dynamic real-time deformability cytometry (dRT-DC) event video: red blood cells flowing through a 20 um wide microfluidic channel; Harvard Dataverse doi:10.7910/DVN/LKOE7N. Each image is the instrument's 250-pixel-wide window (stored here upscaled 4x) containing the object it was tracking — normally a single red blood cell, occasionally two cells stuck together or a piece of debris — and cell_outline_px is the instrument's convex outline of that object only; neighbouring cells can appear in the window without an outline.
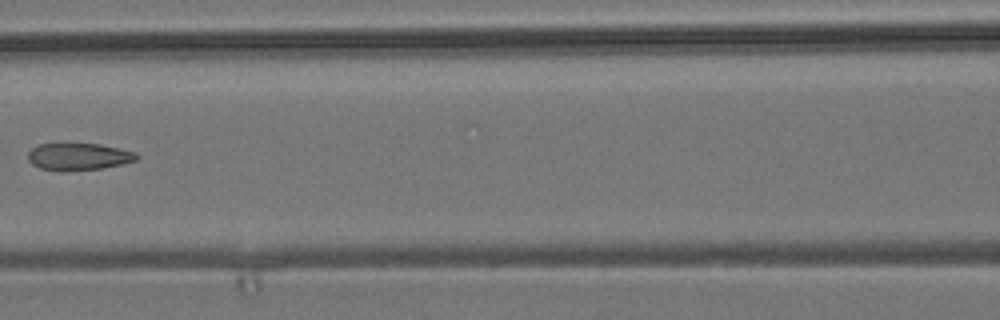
{"species": "common noctule bat (a hibernating species)", "species_latin": "Nyctalus noctula", "temperature_condition": "room temperature", "stored_images_in_passage": 7, "camera_frame_rate_fps": 3000, "um_per_image_px": 0.085, "animal": {"sex": "male", "body_mass_g": 19.2, "forearm_length_mm": 51.8}, "frame": {"image": 1, "passage_image": 6, "time_ms": 1.667, "image_size_px": [1000, 320], "cell_outline_px": [[140, 156], [136, 160], [104, 168], [68, 172], [60, 172], [40, 168], [32, 164], [28, 160], [28, 152], [36, 144], [56, 140], [72, 140], [100, 144], [120, 148], [136, 152]], "centroid_in_image_um": [6.6, 13.25], "position_along_channel_um": 160.0, "area_um2": 18.61}}
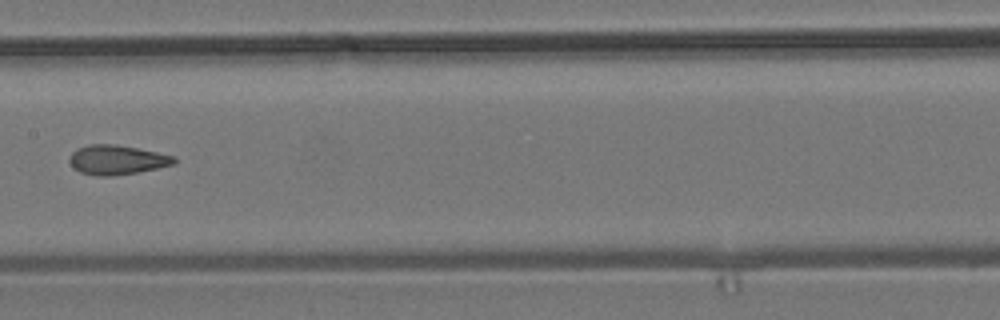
{"frame": {"image": 2, "passage_image": 7, "time_ms": 2.0, "image_size_px": [1000, 320], "cell_outline_px": [[176, 164], [136, 172], [112, 176], [96, 176], [80, 172], [72, 168], [68, 160], [68, 156], [76, 148], [88, 144], [116, 144], [176, 156]], "centroid_in_image_um": [9.89, 13.58], "position_along_channel_um": 197.5, "area_um2": 18.15}}